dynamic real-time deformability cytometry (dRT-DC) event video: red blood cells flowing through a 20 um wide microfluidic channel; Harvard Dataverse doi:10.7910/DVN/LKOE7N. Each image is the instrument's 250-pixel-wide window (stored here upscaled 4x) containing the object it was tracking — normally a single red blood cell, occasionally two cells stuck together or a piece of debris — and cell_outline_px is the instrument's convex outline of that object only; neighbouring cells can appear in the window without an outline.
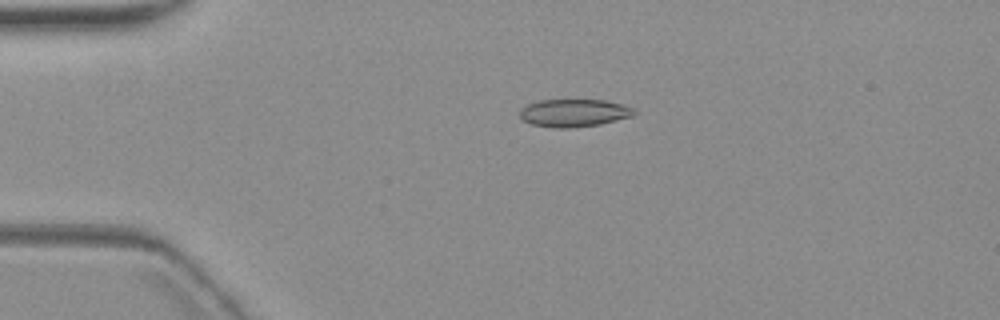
{"species": "common noctule bat (a hibernating species)", "species_latin": "Nyctalus noctula", "temperature_condition": "warm", "stored_images_in_passage": 4, "camera_frame_rate_fps": 3000, "um_per_image_px": 0.085, "animal": {"sex": "female", "body_mass_g": 19.3, "forearm_length_mm": 54.1}, "frame": {"image": 1, "passage_image": 3, "time_ms": 2.333, "image_size_px": [1000, 320], "cell_outline_px": [[636, 112], [632, 116], [600, 124], [572, 128], [552, 128], [532, 124], [524, 120], [520, 116], [520, 108], [528, 104], [540, 100], [604, 100], [620, 104], [632, 108]], "centroid_in_image_um": [48.75, 9.6], "position_along_channel_um": 36.2, "area_um2": 18.32}}